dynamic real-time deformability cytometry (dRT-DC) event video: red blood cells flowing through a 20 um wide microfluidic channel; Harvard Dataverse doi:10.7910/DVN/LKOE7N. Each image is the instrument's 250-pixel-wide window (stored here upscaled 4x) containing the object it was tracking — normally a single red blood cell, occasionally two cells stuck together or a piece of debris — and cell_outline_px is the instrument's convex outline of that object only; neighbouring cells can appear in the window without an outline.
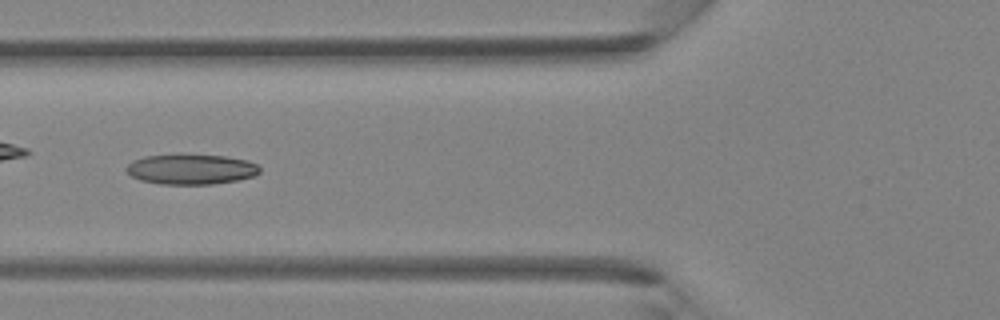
{"species": "Egyptian fruit bat (a non-hibernating species)", "species_latin": "Rousettus aegyptiacus", "temperature_condition": "room temperature", "stored_images_in_passage": 37, "camera_frame_rate_fps": 3000, "um_per_image_px": 0.085, "animal": {"sex": "female"}, "frame": {"image": 1, "passage_image": 11, "time_ms": 3.333, "image_size_px": [1000, 320], "cell_outline_px": [[260, 172], [252, 176], [236, 180], [212, 184], [160, 184], [140, 180], [132, 176], [124, 168], [132, 160], [144, 156], [224, 156], [248, 160], [256, 164], [260, 168]], "centroid_in_image_um": [16.22, 14.4], "position_along_channel_um": 109.6, "area_um2": 22.95}}
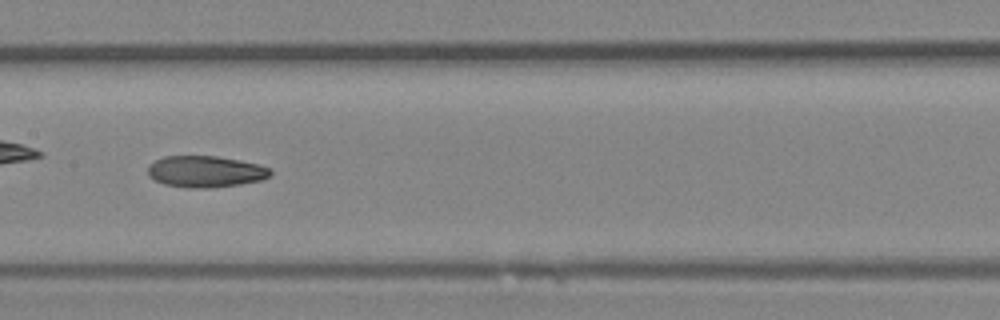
{"frame": {"image": 2, "passage_image": 16, "time_ms": 5.0, "image_size_px": [1000, 320], "cell_outline_px": [[272, 172], [268, 176], [260, 180], [240, 184], [212, 188], [188, 188], [164, 184], [148, 176], [148, 164], [164, 156], [216, 156], [240, 160], [260, 164], [272, 168]], "centroid_in_image_um": [17.47, 14.58], "position_along_channel_um": 189.9, "area_um2": 22.6}}